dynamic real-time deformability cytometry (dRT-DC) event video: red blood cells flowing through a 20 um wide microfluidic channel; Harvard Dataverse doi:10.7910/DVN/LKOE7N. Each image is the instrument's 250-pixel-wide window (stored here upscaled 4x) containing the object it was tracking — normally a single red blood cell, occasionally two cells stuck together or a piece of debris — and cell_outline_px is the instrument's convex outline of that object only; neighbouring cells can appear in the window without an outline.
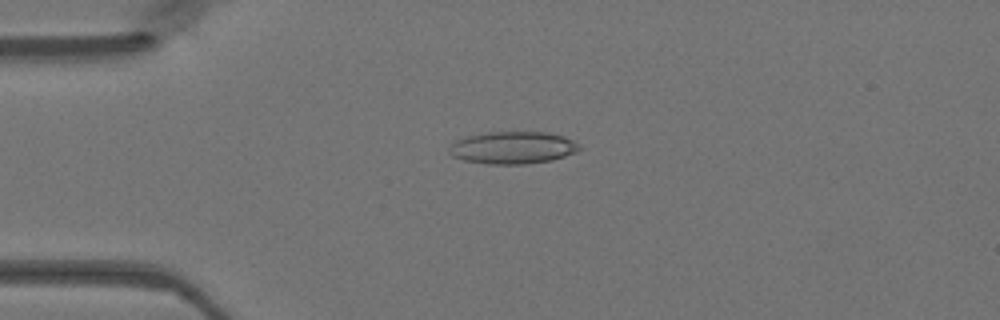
{"species": "Egyptian fruit bat (a non-hibernating species)", "species_latin": "Rousettus aegyptiacus", "temperature_condition": "warm", "stored_images_in_passage": 46, "camera_frame_rate_fps": 3000, "um_per_image_px": 0.085, "animal": {"sex": "female"}, "frame": {"image": 1, "passage_image": 10, "time_ms": 3.0, "image_size_px": [1000, 320], "cell_outline_px": [[580, 148], [576, 152], [552, 160], [528, 164], [488, 164], [464, 160], [452, 156], [448, 152], [448, 148], [456, 140], [468, 136], [488, 132], [548, 132], [564, 136], [580, 144]], "centroid_in_image_um": [43.59, 12.55], "position_along_channel_um": 41.4, "area_um2": 24.57}}
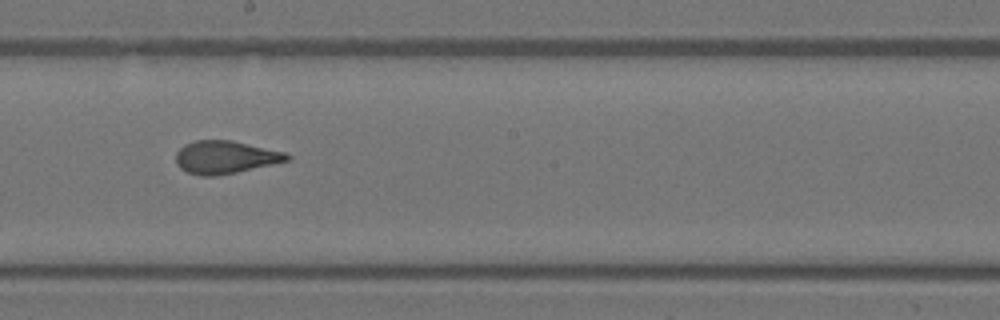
{"frame": {"image": 2, "passage_image": 25, "time_ms": 8.0, "image_size_px": [1000, 320], "cell_outline_px": [[292, 156], [288, 160], [236, 172], [216, 176], [200, 176], [188, 172], [180, 168], [176, 164], [176, 152], [184, 144], [196, 140], [232, 140], [284, 152]], "centroid_in_image_um": [19.1, 13.36], "position_along_channel_um": 229.1, "area_um2": 21.1}}
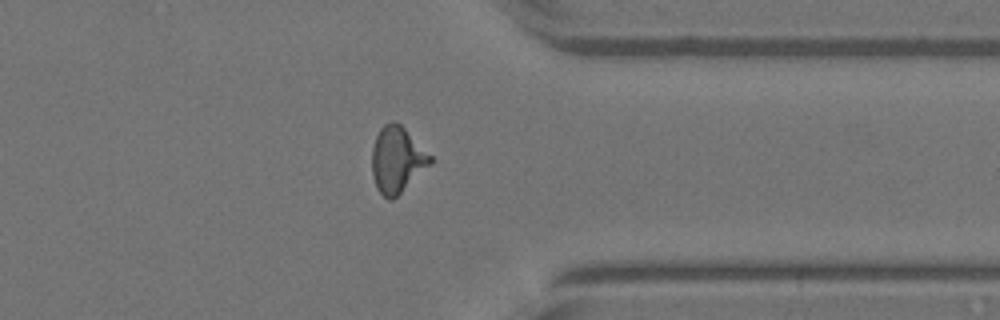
{"frame": {"image": 3, "passage_image": 36, "time_ms": 11.667, "image_size_px": [1000, 320], "cell_outline_px": [[432, 164], [392, 200], [388, 200], [376, 188], [372, 176], [372, 148], [376, 136], [380, 128], [384, 124], [392, 120], [396, 120], [432, 156]], "centroid_in_image_um": [33.74, 13.57], "position_along_channel_um": 377.7, "area_um2": 22.48}}